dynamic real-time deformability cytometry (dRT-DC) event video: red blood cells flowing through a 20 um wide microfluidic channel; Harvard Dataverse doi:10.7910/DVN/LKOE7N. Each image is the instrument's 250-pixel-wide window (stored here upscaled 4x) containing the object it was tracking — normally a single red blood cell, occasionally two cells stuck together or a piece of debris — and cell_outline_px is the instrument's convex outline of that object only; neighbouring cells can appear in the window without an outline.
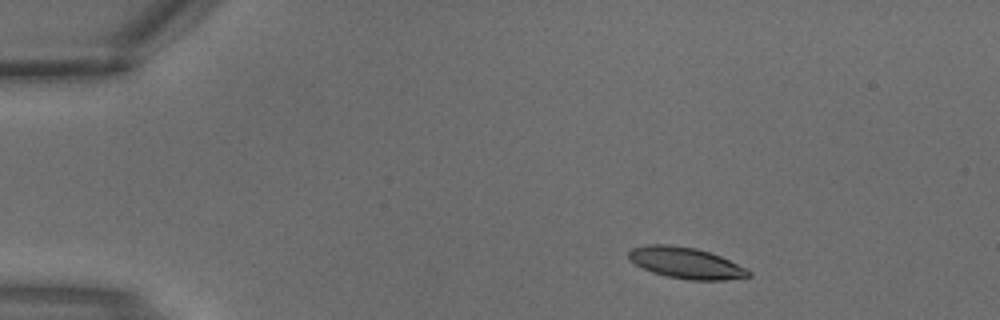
{"species": "common noctule bat (a hibernating species)", "species_latin": "Nyctalus noctula", "temperature_condition": "warm", "stored_images_in_passage": 2, "camera_frame_rate_fps": 3000, "um_per_image_px": 0.085, "animal": {"sex": "male", "body_mass_g": 18.8}, "frame": {"image": 1, "passage_image": 1, "time_ms": 0.0, "image_size_px": [1000, 320], "cell_outline_px": [[752, 276], [724, 280], [692, 280], [668, 276], [652, 272], [636, 264], [628, 256], [628, 252], [632, 248], [648, 244], [668, 244], [696, 248], [720, 256], [748, 268], [752, 272]], "centroid_in_image_um": [58.35, 22.35], "position_along_channel_um": 26.7, "area_um2": 21.68}}